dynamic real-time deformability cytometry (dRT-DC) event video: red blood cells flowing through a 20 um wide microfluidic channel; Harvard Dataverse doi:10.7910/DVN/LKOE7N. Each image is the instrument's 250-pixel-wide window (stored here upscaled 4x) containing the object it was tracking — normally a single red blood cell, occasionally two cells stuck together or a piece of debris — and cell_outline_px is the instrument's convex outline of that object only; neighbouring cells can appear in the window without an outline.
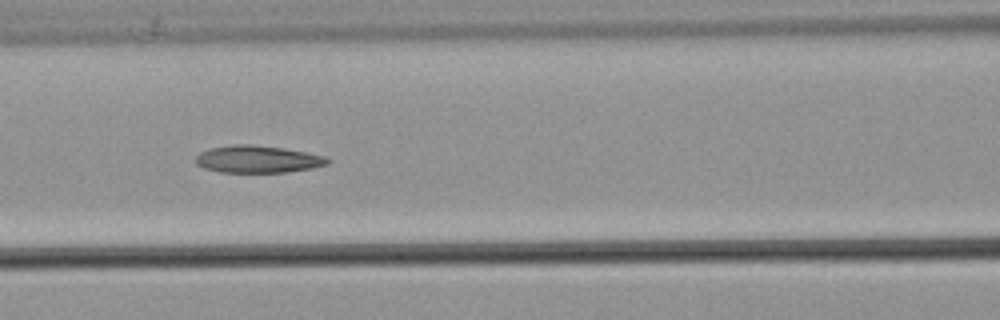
{"species": "common noctule bat (a hibernating species)", "species_latin": "Nyctalus noctula", "temperature_condition": "warm", "stored_images_in_passage": 53, "camera_frame_rate_fps": 3000, "um_per_image_px": 0.085, "animal": {"sex": "male", "body_mass_g": 21.5, "forearm_length_mm": 52.0}, "frame": {"image": 1, "passage_image": 23, "time_ms": 7.333, "image_size_px": [1000, 320], "cell_outline_px": [[332, 160], [328, 164], [312, 168], [288, 172], [220, 172], [204, 168], [196, 164], [192, 160], [200, 152], [208, 148], [232, 144], [248, 144], [284, 148], [324, 156]], "centroid_in_image_um": [21.86, 13.53], "position_along_channel_um": 144.7, "area_um2": 21.1}, "authors_computed_cell_mechanics": {"area_um2": 21.2704, "velocity_mm_per_s": 3.8238, "shape_relaxation_time_tau1_ms": null, "shape_relaxation_time_tau2_ms": 9.0984, "deformation_change_tau1": null, "deformation_change_tau2": 0.1861}}